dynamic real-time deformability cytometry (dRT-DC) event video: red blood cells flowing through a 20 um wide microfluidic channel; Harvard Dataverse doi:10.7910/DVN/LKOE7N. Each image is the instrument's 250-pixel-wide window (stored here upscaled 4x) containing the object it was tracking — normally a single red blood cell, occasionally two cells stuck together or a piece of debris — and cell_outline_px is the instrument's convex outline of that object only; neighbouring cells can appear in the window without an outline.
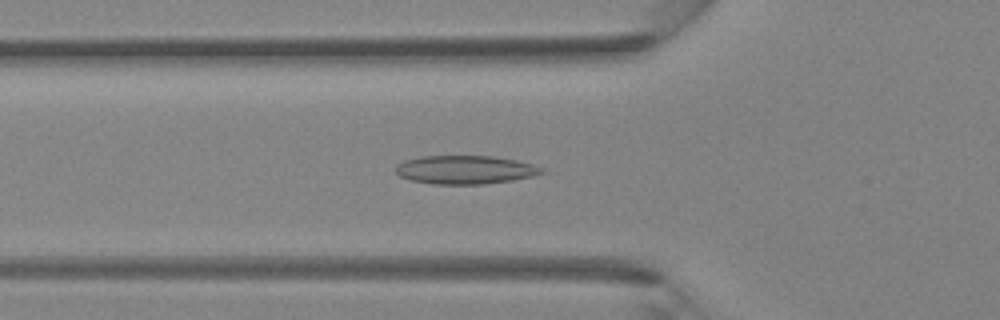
{"species": "Egyptian fruit bat (a non-hibernating species)", "species_latin": "Rousettus aegyptiacus", "temperature_condition": "room temperature", "stored_images_in_passage": 44, "camera_frame_rate_fps": 3000, "um_per_image_px": 0.085, "animal": {"sex": "female"}, "frame": {"image": 1, "passage_image": 15, "time_ms": 4.667, "image_size_px": [1000, 320], "cell_outline_px": [[548, 172], [532, 176], [512, 180], [484, 184], [432, 184], [412, 180], [400, 176], [396, 172], [396, 164], [404, 160], [424, 156], [492, 156], [516, 160], [532, 164]], "centroid_in_image_um": [39.53, 14.43], "position_along_channel_um": 86.3, "area_um2": 24.16}}
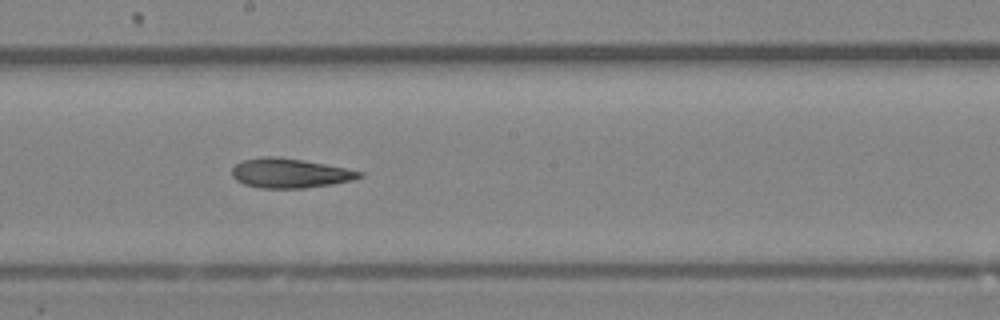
{"frame": {"image": 2, "passage_image": 24, "time_ms": 7.667, "image_size_px": [1000, 320], "cell_outline_px": [[364, 176], [352, 180], [332, 184], [304, 188], [260, 188], [244, 184], [236, 180], [232, 176], [232, 168], [236, 164], [244, 160], [260, 156], [280, 156], [304, 160], [364, 172]], "centroid_in_image_um": [24.62, 14.71], "position_along_channel_um": 223.6, "area_um2": 21.96}}
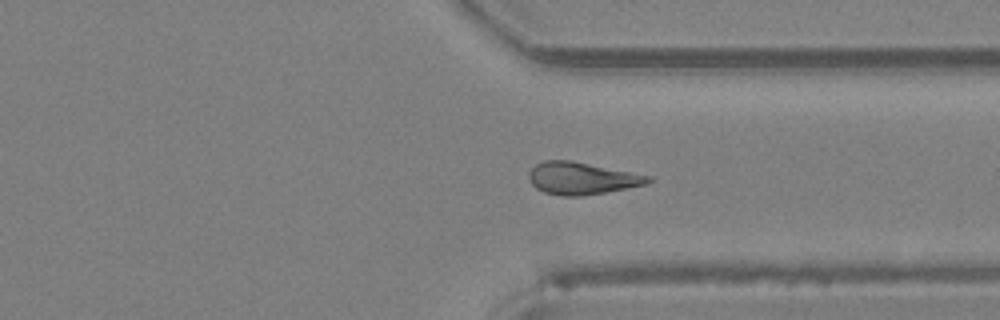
{"frame": {"image": 3, "passage_image": 33, "time_ms": 10.667, "image_size_px": [1000, 320], "cell_outline_px": [[652, 180], [644, 184], [628, 188], [580, 196], [564, 196], [544, 192], [536, 188], [528, 180], [528, 172], [536, 164], [544, 160], [572, 160], [652, 176]], "centroid_in_image_um": [49.42, 15.14], "position_along_channel_um": 362.0, "area_um2": 22.37}}